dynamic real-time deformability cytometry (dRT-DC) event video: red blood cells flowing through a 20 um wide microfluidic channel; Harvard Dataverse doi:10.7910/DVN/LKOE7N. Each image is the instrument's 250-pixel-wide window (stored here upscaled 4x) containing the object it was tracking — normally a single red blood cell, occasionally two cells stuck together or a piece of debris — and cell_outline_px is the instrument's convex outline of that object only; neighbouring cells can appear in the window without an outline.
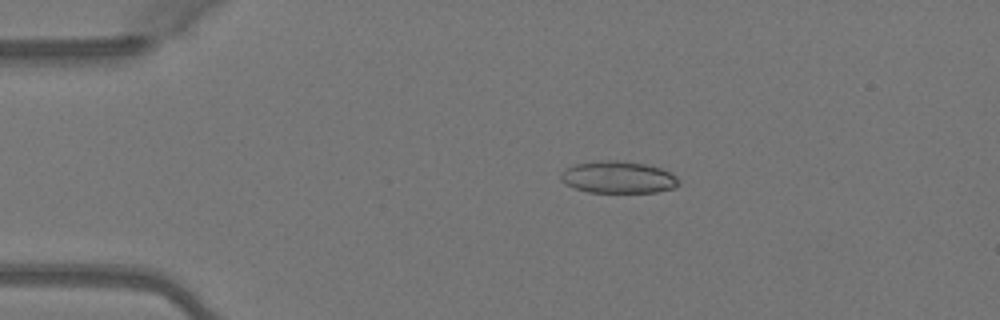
{"species": "Egyptian fruit bat (a non-hibernating species)", "species_latin": "Rousettus aegyptiacus", "temperature_condition": "warm", "stored_images_in_passage": 2, "camera_frame_rate_fps": 3000, "um_per_image_px": 0.085, "animal": {"sex": "female"}, "frame": {"image": 1, "passage_image": 2, "time_ms": 0.333, "image_size_px": [1000, 320], "cell_outline_px": [[680, 184], [676, 188], [656, 192], [588, 192], [576, 188], [560, 180], [560, 172], [564, 168], [576, 164], [600, 160], [616, 160], [644, 164], [660, 168], [676, 176], [680, 180]], "centroid_in_image_um": [52.55, 15.07], "position_along_channel_um": 32.5, "area_um2": 22.02}}